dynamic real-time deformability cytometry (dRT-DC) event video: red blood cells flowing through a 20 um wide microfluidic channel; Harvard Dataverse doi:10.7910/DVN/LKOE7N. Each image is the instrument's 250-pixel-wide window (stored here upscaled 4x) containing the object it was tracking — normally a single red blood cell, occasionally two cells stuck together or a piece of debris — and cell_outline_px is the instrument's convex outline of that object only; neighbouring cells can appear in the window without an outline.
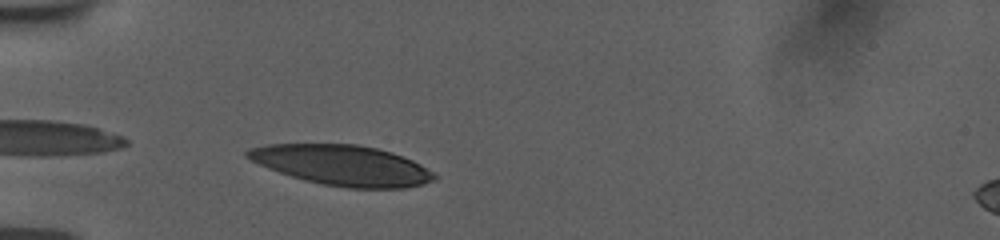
{"species": "human", "species_latin": "Homo sapiens", "temperature_condition": "room temperature", "stored_images_in_passage": 20, "camera_frame_rate_fps": 3000, "um_per_image_px": 0.085, "donor": {"sex": "female"}, "frame": {"image": 1, "passage_image": 1, "time_ms": 0.0, "image_size_px": [1000, 240], "cell_outline_px": [[436, 180], [424, 184], [404, 188], [348, 188], [324, 184], [304, 180], [268, 168], [244, 156], [244, 152], [248, 148], [268, 144], [356, 144], [376, 148], [392, 152], [412, 160], [436, 172]], "centroid_in_image_um": [29.12, 14.04], "position_along_channel_um": 55.9, "area_um2": 43.87}}
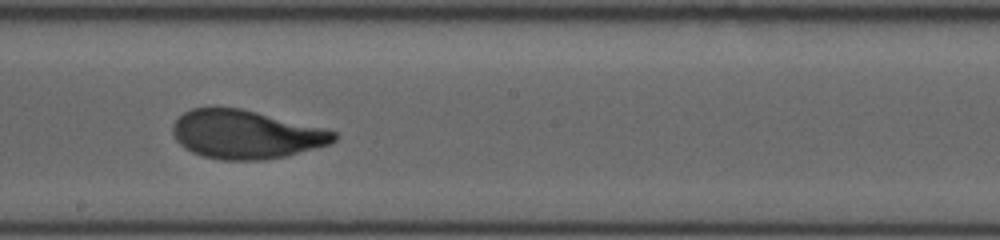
{"frame": {"image": 2, "passage_image": 11, "time_ms": 3.333, "image_size_px": [1000, 240], "cell_outline_px": [[336, 140], [328, 144], [284, 156], [264, 160], [220, 160], [204, 156], [192, 152], [184, 148], [176, 140], [172, 132], [172, 124], [184, 112], [192, 108], [240, 108], [324, 128], [336, 132]], "centroid_in_image_um": [20.86, 11.43], "position_along_channel_um": 227.3, "area_um2": 45.2}}
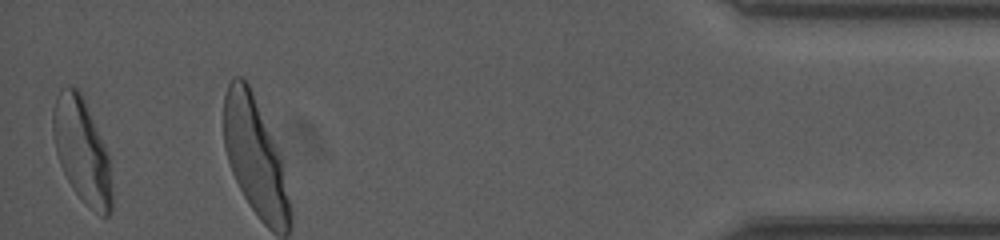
{"frame": {"image": 3, "passage_image": 20, "time_ms": 6.333, "image_size_px": [1000, 240], "cell_outline_px": [[112, 208], [108, 216], [100, 216], [76, 192], [68, 180], [60, 164], [56, 152], [52, 136], [52, 108], [56, 96], [60, 88], [76, 88], [80, 92], [84, 100], [104, 144], [108, 156], [112, 188]], "centroid_in_image_um": [6.94, 12.79], "position_along_channel_um": 428.3, "area_um2": 35.32}}